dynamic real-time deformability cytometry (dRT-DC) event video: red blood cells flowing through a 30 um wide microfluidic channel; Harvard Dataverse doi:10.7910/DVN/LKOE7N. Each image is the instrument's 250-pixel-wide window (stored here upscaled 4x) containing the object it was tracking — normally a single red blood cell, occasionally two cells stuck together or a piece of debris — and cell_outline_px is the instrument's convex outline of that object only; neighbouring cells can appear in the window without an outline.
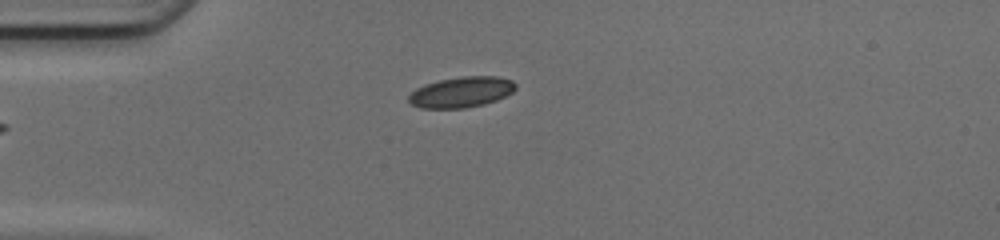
{"species": "common noctule bat (a hibernating species)", "species_latin": "Nyctalus noctula", "temperature_condition": "cold", "stored_images_in_passage": 32, "camera_frame_rate_fps": 3000, "um_per_image_px": 0.085, "animal": {"sex": "female", "body_mass_g": 17.0, "forearm_length_mm": 48.0}, "frame": {"image": 1, "passage_image": 1, "time_ms": 0.0, "image_size_px": [1000, 240], "cell_outline_px": [[516, 88], [512, 92], [496, 100], [484, 104], [464, 108], [420, 108], [412, 104], [408, 100], [408, 96], [416, 88], [440, 80], [464, 76], [496, 76], [512, 80], [516, 84]], "centroid_in_image_um": [39.23, 7.83], "position_along_channel_um": 45.8, "area_um2": 18.9}}
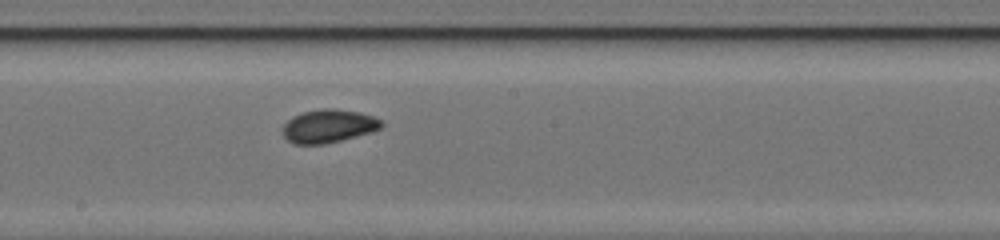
{"frame": {"image": 2, "passage_image": 15, "time_ms": 4.667, "image_size_px": [1000, 240], "cell_outline_px": [[384, 124], [380, 128], [372, 132], [324, 144], [292, 144], [284, 136], [280, 128], [292, 116], [304, 112], [324, 108], [332, 108], [360, 112], [372, 116], [380, 120]], "centroid_in_image_um": [27.89, 10.72], "position_along_channel_um": 220.3, "area_um2": 19.13}}
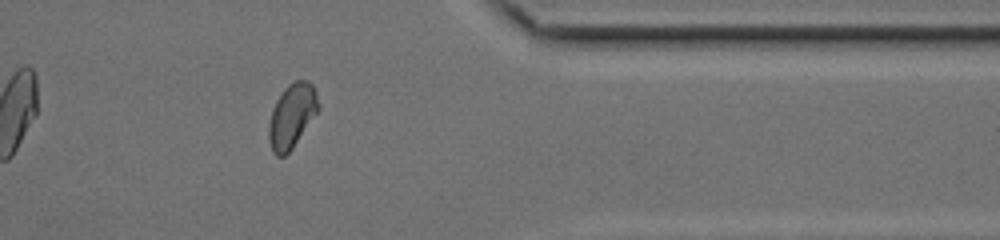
{"frame": {"image": 3, "passage_image": 28, "time_ms": 9.0, "image_size_px": [1000, 240], "cell_outline_px": [[320, 108], [292, 148], [284, 156], [276, 156], [272, 152], [268, 140], [268, 128], [272, 112], [276, 100], [284, 88], [288, 84], [296, 80], [308, 80], [312, 84], [316, 92], [320, 104]], "centroid_in_image_um": [24.81, 9.83], "position_along_channel_um": 386.6, "area_um2": 18.5}, "authors_computed_cell_mechanics": {"area_um2": 18.496, "velocity_mm_per_s": 4.1827, "shape_relaxation_time_tau1_ms": 5.0276, "shape_relaxation_time_tau2_ms": 1.7754, "deformation_change_tau1": 0.122, "deformation_change_tau2": 0.0404}}